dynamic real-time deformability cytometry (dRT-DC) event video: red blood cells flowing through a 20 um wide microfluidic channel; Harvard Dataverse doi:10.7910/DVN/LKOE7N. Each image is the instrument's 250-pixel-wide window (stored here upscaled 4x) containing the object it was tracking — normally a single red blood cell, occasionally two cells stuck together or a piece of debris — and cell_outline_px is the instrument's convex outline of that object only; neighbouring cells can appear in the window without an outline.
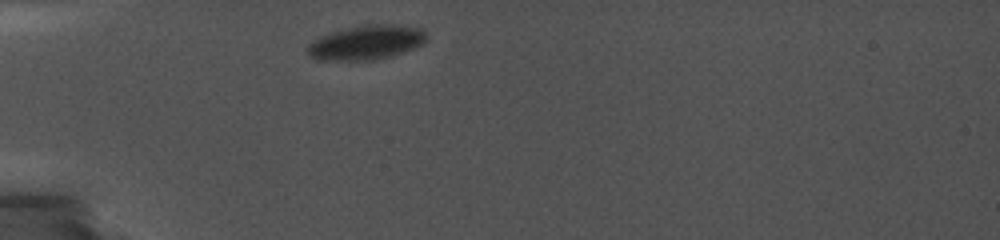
{"species": "common noctule bat (a hibernating species)", "species_latin": "Nyctalus noctula", "temperature_condition": "cold", "stored_images_in_passage": 24, "camera_frame_rate_fps": 5000, "um_per_image_px": 0.085, "animal": {"sex": "female", "body_mass_g": 19.0, "forearm_length_mm": 56.7}, "frame": {"image": 1, "passage_image": 1, "time_ms": 0.0, "image_size_px": [1000, 240], "cell_outline_px": [[424, 44], [376, 60], [316, 60], [308, 56], [308, 44], [320, 36], [344, 28], [360, 24], [388, 24], [420, 28], [424, 32]], "centroid_in_image_um": [31.06, 3.6], "position_along_channel_um": 53.9, "area_um2": 23.64}}
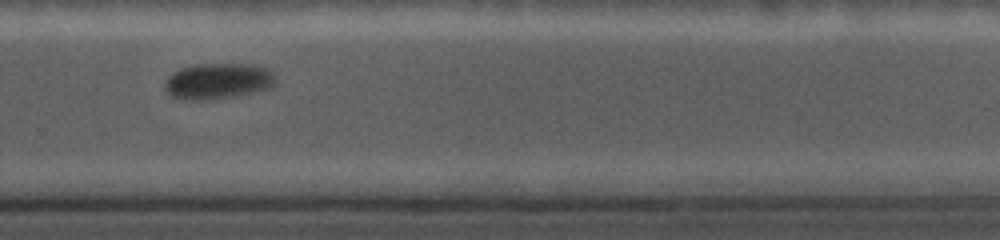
{"frame": {"image": 2, "passage_image": 13, "time_ms": 7.8, "image_size_px": [1000, 240], "cell_outline_px": [[276, 84], [268, 88], [256, 92], [232, 96], [204, 100], [188, 100], [172, 96], [164, 88], [164, 80], [172, 72], [180, 68], [196, 64], [252, 64], [264, 68], [272, 72], [276, 80]], "centroid_in_image_um": [18.5, 6.89], "position_along_channel_um": 311.3, "area_um2": 23.18}}
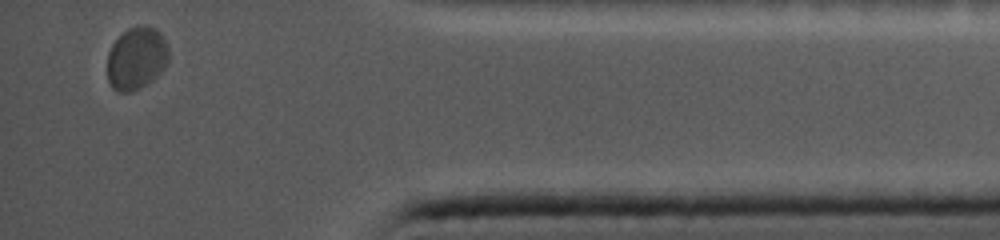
{"frame": {"image": 3, "passage_image": 22, "time_ms": 11.4, "image_size_px": [1000, 240], "cell_outline_px": [[168, 60], [164, 68], [152, 80], [140, 88], [128, 92], [120, 92], [112, 88], [108, 80], [108, 52], [112, 44], [128, 28], [140, 24], [144, 24], [156, 28], [160, 32], [168, 44]], "centroid_in_image_um": [11.61, 4.93], "position_along_channel_um": 423.6, "area_um2": 22.48}}